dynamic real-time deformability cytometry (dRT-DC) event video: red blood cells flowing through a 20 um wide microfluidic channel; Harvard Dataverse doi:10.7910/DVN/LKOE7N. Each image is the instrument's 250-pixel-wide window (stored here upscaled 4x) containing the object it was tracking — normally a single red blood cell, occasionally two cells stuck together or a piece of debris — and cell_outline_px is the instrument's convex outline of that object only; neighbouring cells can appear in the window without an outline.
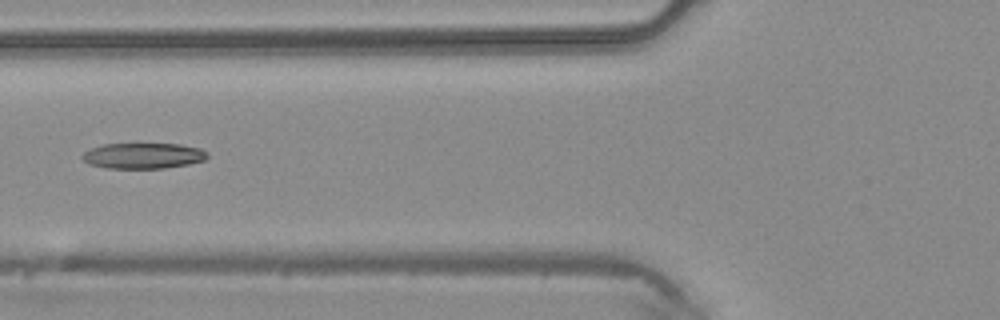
{"species": "common noctule bat (a hibernating species)", "species_latin": "Nyctalus noctula", "temperature_condition": "warm", "stored_images_in_passage": 4, "camera_frame_rate_fps": 3000, "um_per_image_px": 0.085, "animal": {"sex": "male", "body_mass_g": 20.4}, "frame": {"image": 1, "passage_image": 4, "time_ms": 1.0, "image_size_px": [1000, 320], "cell_outline_px": [[208, 156], [204, 160], [188, 164], [164, 168], [108, 168], [88, 164], [80, 156], [84, 152], [92, 148], [104, 144], [180, 144], [200, 148], [208, 152]], "centroid_in_image_um": [12.18, 13.24], "position_along_channel_um": 113.6, "area_um2": 18.67}}